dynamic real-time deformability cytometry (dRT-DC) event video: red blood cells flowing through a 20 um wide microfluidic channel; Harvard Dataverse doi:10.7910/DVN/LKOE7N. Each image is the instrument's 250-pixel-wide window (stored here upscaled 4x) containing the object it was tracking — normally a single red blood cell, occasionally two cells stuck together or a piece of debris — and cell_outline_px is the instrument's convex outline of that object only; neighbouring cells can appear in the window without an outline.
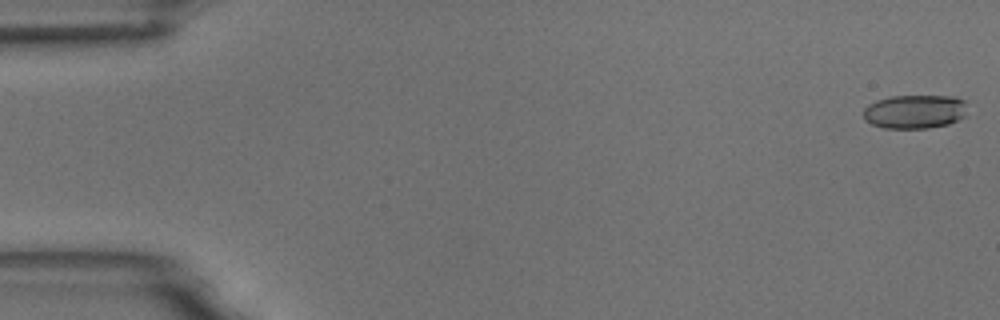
{"species": "common noctule bat (a hibernating species)", "species_latin": "Nyctalus noctula", "temperature_condition": "room temperature", "stored_images_in_passage": 5, "camera_frame_rate_fps": 3000, "um_per_image_px": 0.085, "animal": {"sex": "male", "body_mass_g": 18.8}, "frame": {"image": 1, "passage_image": 1, "time_ms": 0.0, "image_size_px": [1000, 320], "cell_outline_px": [[964, 116], [948, 124], [928, 128], [884, 128], [872, 124], [864, 120], [864, 108], [868, 104], [876, 100], [892, 96], [956, 96], [964, 100]], "centroid_in_image_um": [77.71, 9.48], "position_along_channel_um": 7.3, "area_um2": 20.4}}